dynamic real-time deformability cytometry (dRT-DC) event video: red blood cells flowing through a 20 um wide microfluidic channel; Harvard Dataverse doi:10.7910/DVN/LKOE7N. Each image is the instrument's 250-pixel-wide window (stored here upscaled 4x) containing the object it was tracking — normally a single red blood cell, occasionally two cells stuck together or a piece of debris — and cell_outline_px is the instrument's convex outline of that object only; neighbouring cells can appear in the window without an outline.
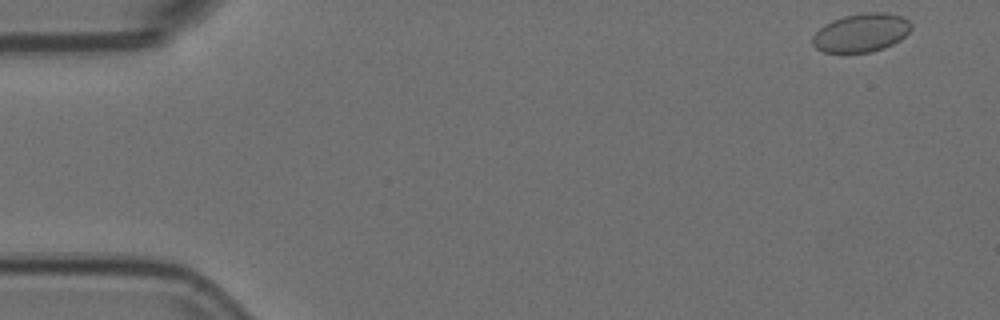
{"species": "Egyptian fruit bat (a non-hibernating species)", "species_latin": "Rousettus aegyptiacus", "temperature_condition": "room temperature", "stored_images_in_passage": 15, "camera_frame_rate_fps": 3000, "um_per_image_px": 0.085, "animal": {"sex": "female"}, "frame": {"image": 1, "passage_image": 1, "time_ms": 0.0, "image_size_px": [1000, 320], "cell_outline_px": [[912, 28], [900, 40], [884, 48], [872, 52], [824, 52], [816, 48], [812, 44], [812, 36], [824, 24], [832, 20], [844, 16], [864, 12], [884, 12], [900, 16], [908, 20], [912, 24]], "centroid_in_image_um": [73.2, 2.78], "position_along_channel_um": 11.8, "area_um2": 22.14}}
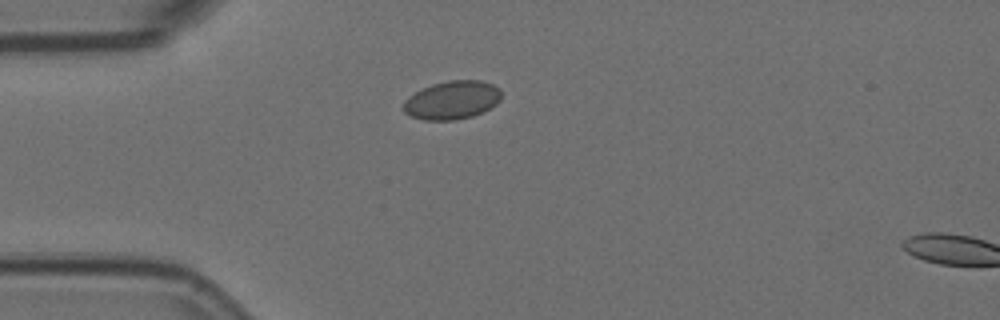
{"frame": {"image": 2, "passage_image": 13, "time_ms": 4.0, "image_size_px": [1000, 320], "cell_outline_px": [[500, 100], [496, 104], [472, 116], [456, 120], [424, 120], [412, 116], [404, 112], [404, 100], [408, 96], [432, 84], [448, 80], [480, 80], [492, 84], [500, 88]], "centroid_in_image_um": [38.42, 8.5], "position_along_channel_um": 46.6, "area_um2": 21.73}}